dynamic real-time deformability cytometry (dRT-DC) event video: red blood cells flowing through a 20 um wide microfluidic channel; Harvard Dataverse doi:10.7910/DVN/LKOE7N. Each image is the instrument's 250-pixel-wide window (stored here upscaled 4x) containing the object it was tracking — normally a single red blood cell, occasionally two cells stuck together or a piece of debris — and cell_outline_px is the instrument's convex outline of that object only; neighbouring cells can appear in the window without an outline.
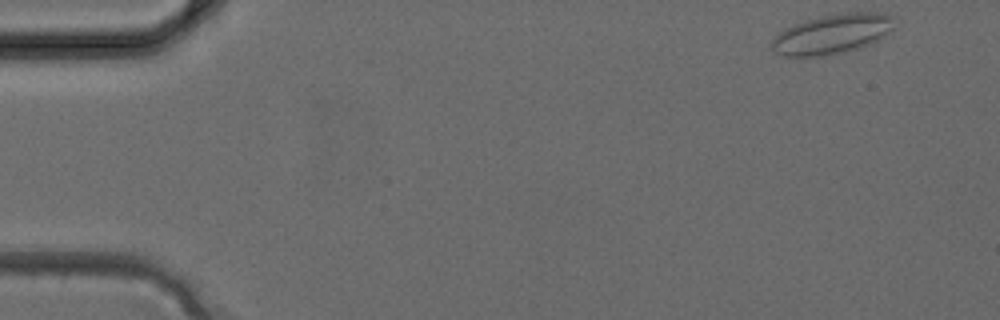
{"species": "common noctule bat (a hibernating species)", "species_latin": "Nyctalus noctula", "temperature_condition": "cold", "stored_images_in_passage": 3, "camera_frame_rate_fps": 3000, "um_per_image_px": 0.085, "animal": {"sex": "female", "body_mass_g": 24.6, "forearm_length_mm": 56.2}, "frame": {"image": 1, "passage_image": 1, "time_ms": 0.0, "image_size_px": [1000, 320], "cell_outline_px": [[896, 28], [884, 36], [868, 44], [856, 48], [824, 56], [784, 56], [772, 52], [772, 40], [784, 28], [792, 24], [804, 20], [820, 16], [844, 12], [876, 12], [896, 16]], "centroid_in_image_um": [70.76, 2.86], "position_along_channel_um": 14.2, "area_um2": 28.61}}